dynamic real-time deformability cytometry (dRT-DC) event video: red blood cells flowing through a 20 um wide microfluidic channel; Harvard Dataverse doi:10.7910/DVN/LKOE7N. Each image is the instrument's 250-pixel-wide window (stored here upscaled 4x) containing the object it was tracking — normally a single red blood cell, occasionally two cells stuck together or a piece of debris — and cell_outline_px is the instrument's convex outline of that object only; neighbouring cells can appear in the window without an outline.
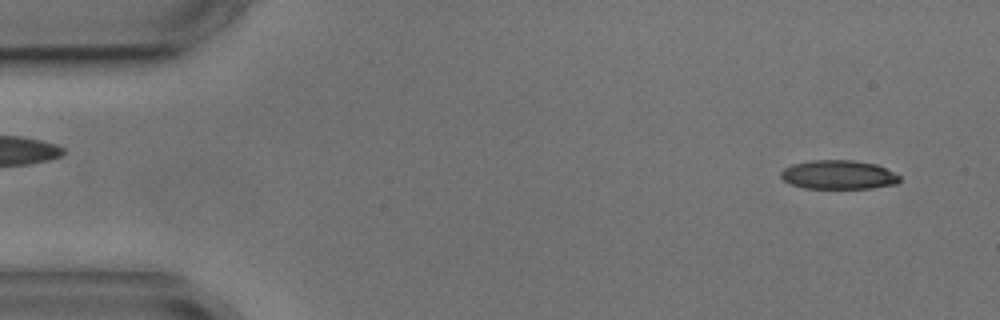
{"species": "common noctule bat (a hibernating species)", "species_latin": "Nyctalus noctula", "temperature_condition": "cold", "stored_images_in_passage": 3, "segment_of_instrument_passage": [2, 2], "camera_frame_rate_fps": 3000, "um_per_image_px": 0.085, "animal": {"sex": "male", "body_mass_g": 17.9, "forearm_length_mm": 54.2}, "frame": {"image": 1, "passage_image": 3, "time_ms": 2.667, "image_size_px": [1000, 320], "cell_outline_px": [[900, 180], [896, 184], [872, 188], [804, 188], [792, 184], [784, 180], [780, 176], [780, 172], [784, 168], [792, 164], [812, 160], [852, 160], [876, 164], [900, 176]], "centroid_in_image_um": [71.25, 14.85], "position_along_channel_um": 13.7, "area_um2": 19.94}}